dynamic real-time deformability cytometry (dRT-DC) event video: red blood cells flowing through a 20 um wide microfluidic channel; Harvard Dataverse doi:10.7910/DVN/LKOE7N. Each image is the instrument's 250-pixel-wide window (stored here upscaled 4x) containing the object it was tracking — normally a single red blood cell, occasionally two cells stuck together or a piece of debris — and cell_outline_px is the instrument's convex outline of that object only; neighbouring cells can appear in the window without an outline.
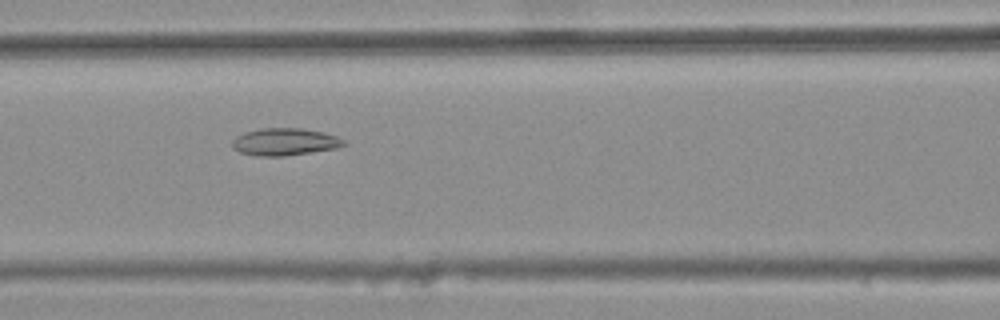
{"species": "common noctule bat (a hibernating species)", "species_latin": "Nyctalus noctula", "temperature_condition": "warm", "stored_images_in_passage": 40, "camera_frame_rate_fps": 3000, "um_per_image_px": 0.085, "animal": {"sex": "female", "body_mass_g": 25.1}, "frame": {"image": 1, "passage_image": 14, "time_ms": 4.333, "image_size_px": [1000, 320], "cell_outline_px": [[348, 144], [336, 148], [284, 156], [256, 156], [240, 152], [232, 148], [232, 140], [236, 136], [244, 132], [260, 128], [304, 128], [324, 132], [336, 136], [344, 140]], "centroid_in_image_um": [24.19, 12.05], "position_along_channel_um": 142.4, "area_um2": 17.86}}
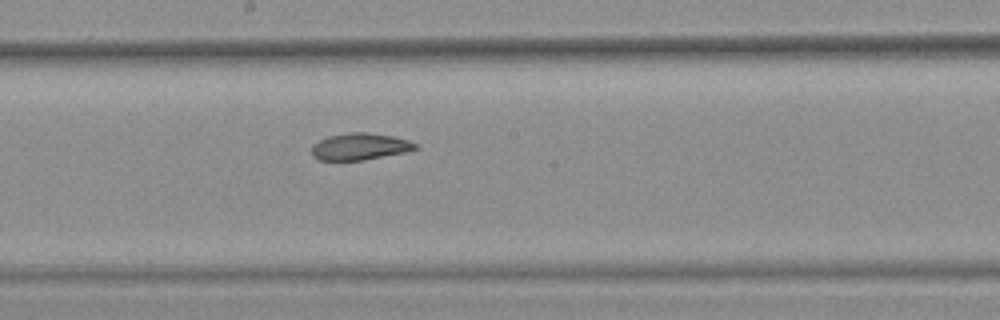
{"frame": {"image": 2, "passage_image": 20, "time_ms": 6.333, "image_size_px": [1000, 320], "cell_outline_px": [[420, 148], [404, 152], [364, 160], [320, 160], [312, 156], [312, 144], [328, 136], [352, 132], [368, 132], [392, 136], [408, 140], [416, 144]], "centroid_in_image_um": [30.58, 12.45], "position_along_channel_um": 217.6, "area_um2": 16.13}}
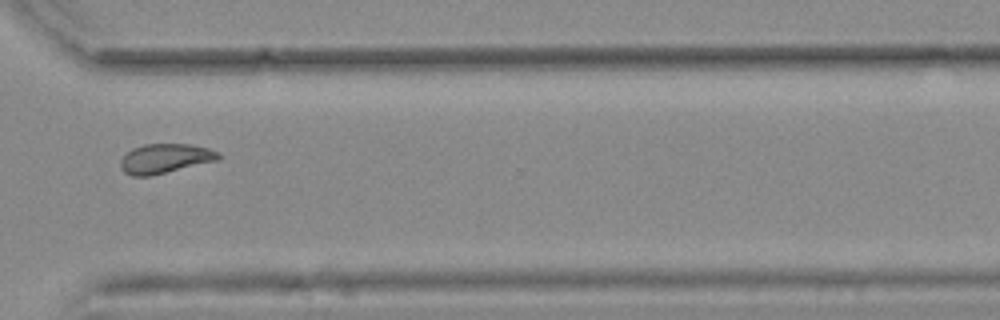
{"frame": {"image": 3, "passage_image": 31, "time_ms": 10.0, "image_size_px": [1000, 320], "cell_outline_px": [[220, 160], [152, 176], [132, 176], [124, 172], [120, 168], [120, 160], [132, 148], [144, 144], [192, 144], [208, 148], [220, 152]], "centroid_in_image_um": [14.05, 13.48], "position_along_channel_um": 356.5, "area_um2": 17.11}, "authors_computed_cell_mechanics": {"area_um2": 17.1666, "velocity_mm_per_s": 3.7721, "shape_relaxation_time_tau1_ms": null, "shape_relaxation_time_tau2_ms": 2.5097, "deformation_change_tau1": null, "deformation_change_tau2": 0.076}}